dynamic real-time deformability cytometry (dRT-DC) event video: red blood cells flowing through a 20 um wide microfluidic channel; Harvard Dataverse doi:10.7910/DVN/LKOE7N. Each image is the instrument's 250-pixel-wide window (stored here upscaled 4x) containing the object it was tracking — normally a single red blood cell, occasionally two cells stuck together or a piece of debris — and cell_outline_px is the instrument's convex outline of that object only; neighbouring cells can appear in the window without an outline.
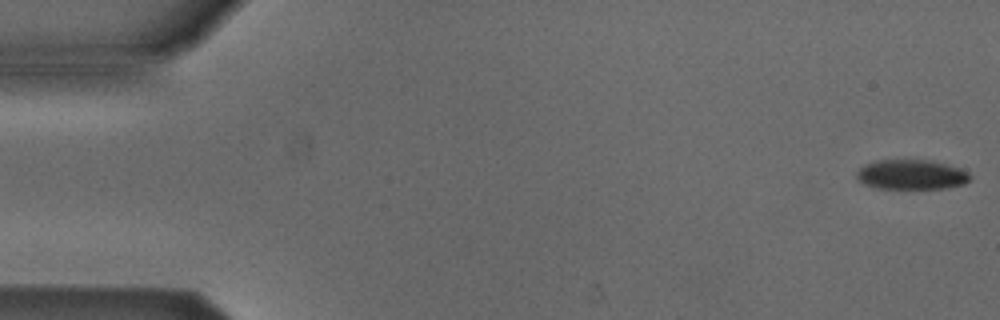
{"species": "Egyptian fruit bat (a non-hibernating species)", "species_latin": "Rousettus aegyptiacus", "temperature_condition": "cold", "stored_images_in_passage": 5, "camera_frame_rate_fps": 3000, "um_per_image_px": 0.085, "animal": {"sex": "male"}, "frame": {"image": 1, "passage_image": 1, "time_ms": 0.0, "image_size_px": [1000, 320], "cell_outline_px": [[972, 176], [964, 184], [944, 188], [876, 188], [864, 184], [856, 180], [856, 172], [864, 164], [880, 160], [932, 160], [960, 168], [968, 172]], "centroid_in_image_um": [77.45, 14.84], "position_along_channel_um": 7.6, "area_um2": 19.71}}
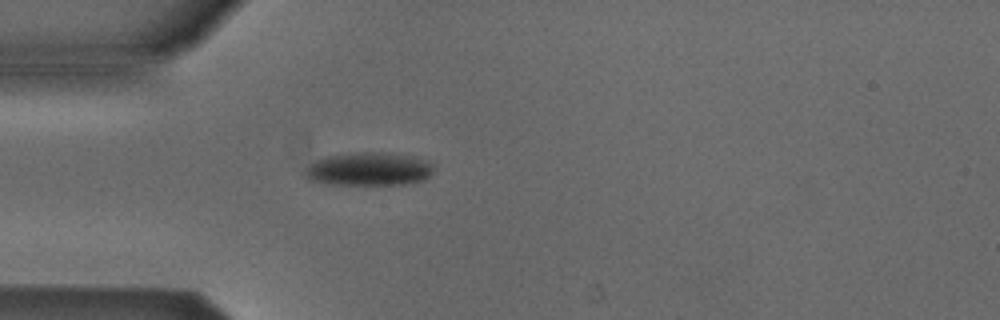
{"frame": {"image": 2, "passage_image": 5, "time_ms": 1.333, "image_size_px": [1000, 320], "cell_outline_px": [[432, 172], [424, 180], [404, 184], [328, 184], [308, 180], [304, 176], [304, 172], [316, 160], [324, 156], [360, 152], [372, 152], [404, 156], [424, 160], [432, 164]], "centroid_in_image_um": [31.28, 14.39], "position_along_channel_um": 53.7, "area_um2": 24.39}}